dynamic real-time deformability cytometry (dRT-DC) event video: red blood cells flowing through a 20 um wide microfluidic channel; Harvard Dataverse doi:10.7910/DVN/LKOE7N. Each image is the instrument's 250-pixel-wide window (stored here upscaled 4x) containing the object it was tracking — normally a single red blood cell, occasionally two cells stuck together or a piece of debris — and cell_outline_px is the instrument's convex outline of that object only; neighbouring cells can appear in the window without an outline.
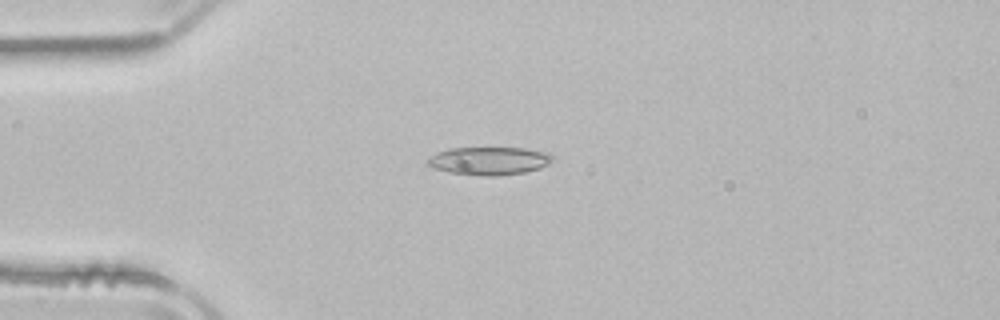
{"species": "common noctule bat (a hibernating species)", "species_latin": "Nyctalus noctula", "temperature_condition": "room temperature", "stored_images_in_passage": 39, "camera_frame_rate_fps": 3000, "um_per_image_px": 0.085, "animal": {"sex": "male", "body_mass_g": 21.5, "forearm_length_mm": 52.0}, "frame": {"image": 1, "passage_image": 1, "time_ms": 0.0, "image_size_px": [1000, 320], "cell_outline_px": [[552, 160], [548, 164], [540, 168], [524, 172], [492, 176], [484, 176], [448, 172], [436, 168], [428, 164], [428, 160], [432, 156], [440, 152], [452, 148], [524, 148], [548, 152], [552, 156]], "centroid_in_image_um": [41.63, 13.67], "position_along_channel_um": 43.4, "area_um2": 20.0}}
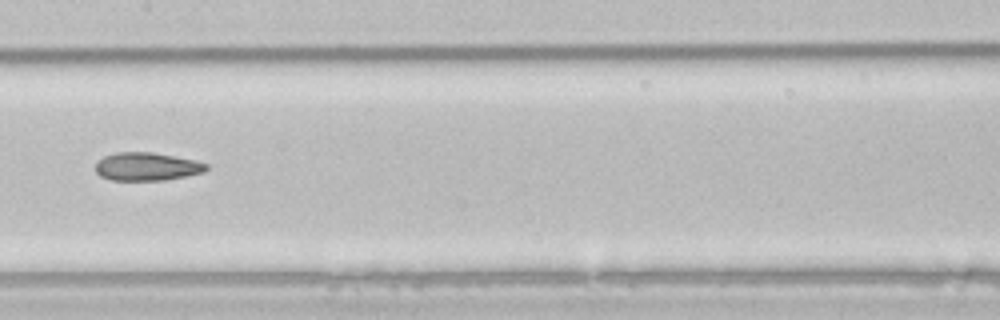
{"frame": {"image": 2, "passage_image": 14, "time_ms": 4.333, "image_size_px": [1000, 320], "cell_outline_px": [[208, 168], [204, 172], [164, 180], [112, 180], [100, 176], [96, 172], [96, 164], [104, 156], [116, 152], [152, 152], [196, 160], [208, 164]], "centroid_in_image_um": [12.49, 14.15], "position_along_channel_um": 194.9, "area_um2": 18.09}}
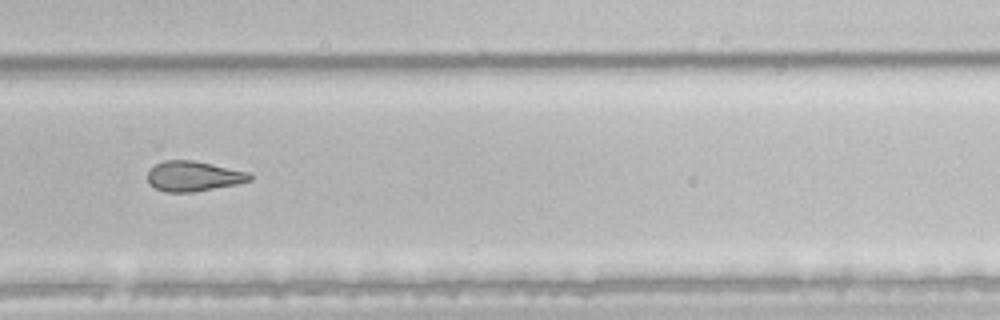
{"frame": {"image": 3, "passage_image": 23, "time_ms": 7.333, "image_size_px": [1000, 320], "cell_outline_px": [[252, 180], [236, 184], [192, 192], [168, 192], [156, 188], [148, 184], [148, 172], [156, 164], [164, 160], [192, 160], [248, 172], [252, 176]], "centroid_in_image_um": [16.43, 14.98], "position_along_channel_um": 313.4, "area_um2": 17.69}, "authors_computed_cell_mechanics": {"area_um2": 19.074, "velocity_mm_per_s": 3.979, "shape_relaxation_time_tau1_ms": null, "shape_relaxation_time_tau2_ms": 4.3713, "deformation_change_tau1": null, "deformation_change_tau2": 0.1285}}